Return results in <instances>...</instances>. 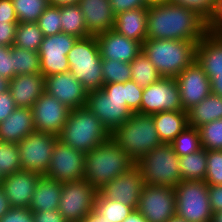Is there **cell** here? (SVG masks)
<instances>
[{
  "label": "cell",
  "mask_w": 222,
  "mask_h": 222,
  "mask_svg": "<svg viewBox=\"0 0 222 222\" xmlns=\"http://www.w3.org/2000/svg\"><path fill=\"white\" fill-rule=\"evenodd\" d=\"M207 33V20L193 9L171 2L147 7V39L198 43Z\"/></svg>",
  "instance_id": "6da1fadb"
},
{
  "label": "cell",
  "mask_w": 222,
  "mask_h": 222,
  "mask_svg": "<svg viewBox=\"0 0 222 222\" xmlns=\"http://www.w3.org/2000/svg\"><path fill=\"white\" fill-rule=\"evenodd\" d=\"M136 164L111 137L85 153L84 179L97 190Z\"/></svg>",
  "instance_id": "7a4b0ae2"
},
{
  "label": "cell",
  "mask_w": 222,
  "mask_h": 222,
  "mask_svg": "<svg viewBox=\"0 0 222 222\" xmlns=\"http://www.w3.org/2000/svg\"><path fill=\"white\" fill-rule=\"evenodd\" d=\"M194 41L171 39H146L142 51L165 78H176L196 59Z\"/></svg>",
  "instance_id": "3957f363"
},
{
  "label": "cell",
  "mask_w": 222,
  "mask_h": 222,
  "mask_svg": "<svg viewBox=\"0 0 222 222\" xmlns=\"http://www.w3.org/2000/svg\"><path fill=\"white\" fill-rule=\"evenodd\" d=\"M110 137L135 163L149 151L163 144L155 127L153 114L132 113Z\"/></svg>",
  "instance_id": "277c9868"
},
{
  "label": "cell",
  "mask_w": 222,
  "mask_h": 222,
  "mask_svg": "<svg viewBox=\"0 0 222 222\" xmlns=\"http://www.w3.org/2000/svg\"><path fill=\"white\" fill-rule=\"evenodd\" d=\"M109 138L110 132L86 106L70 110L58 136L63 144L83 153L90 152Z\"/></svg>",
  "instance_id": "5b68a950"
},
{
  "label": "cell",
  "mask_w": 222,
  "mask_h": 222,
  "mask_svg": "<svg viewBox=\"0 0 222 222\" xmlns=\"http://www.w3.org/2000/svg\"><path fill=\"white\" fill-rule=\"evenodd\" d=\"M67 59L69 72L88 92L102 89V58L95 36L78 38L68 52Z\"/></svg>",
  "instance_id": "8992f818"
},
{
  "label": "cell",
  "mask_w": 222,
  "mask_h": 222,
  "mask_svg": "<svg viewBox=\"0 0 222 222\" xmlns=\"http://www.w3.org/2000/svg\"><path fill=\"white\" fill-rule=\"evenodd\" d=\"M144 185L175 187L182 181L179 156L171 144H161L135 163Z\"/></svg>",
  "instance_id": "52a82bcc"
},
{
  "label": "cell",
  "mask_w": 222,
  "mask_h": 222,
  "mask_svg": "<svg viewBox=\"0 0 222 222\" xmlns=\"http://www.w3.org/2000/svg\"><path fill=\"white\" fill-rule=\"evenodd\" d=\"M174 191L178 217L186 222H210L213 212L205 181H181Z\"/></svg>",
  "instance_id": "ba28073f"
},
{
  "label": "cell",
  "mask_w": 222,
  "mask_h": 222,
  "mask_svg": "<svg viewBox=\"0 0 222 222\" xmlns=\"http://www.w3.org/2000/svg\"><path fill=\"white\" fill-rule=\"evenodd\" d=\"M98 190L84 178L62 183L58 210L67 222H79L94 209Z\"/></svg>",
  "instance_id": "9c48e42d"
},
{
  "label": "cell",
  "mask_w": 222,
  "mask_h": 222,
  "mask_svg": "<svg viewBox=\"0 0 222 222\" xmlns=\"http://www.w3.org/2000/svg\"><path fill=\"white\" fill-rule=\"evenodd\" d=\"M58 136L34 131L18 144L21 168L24 171L46 174Z\"/></svg>",
  "instance_id": "30bf717a"
},
{
  "label": "cell",
  "mask_w": 222,
  "mask_h": 222,
  "mask_svg": "<svg viewBox=\"0 0 222 222\" xmlns=\"http://www.w3.org/2000/svg\"><path fill=\"white\" fill-rule=\"evenodd\" d=\"M136 209L148 222H167L176 215L174 187L144 185Z\"/></svg>",
  "instance_id": "8fae6325"
},
{
  "label": "cell",
  "mask_w": 222,
  "mask_h": 222,
  "mask_svg": "<svg viewBox=\"0 0 222 222\" xmlns=\"http://www.w3.org/2000/svg\"><path fill=\"white\" fill-rule=\"evenodd\" d=\"M77 39L76 36L63 32L43 38L38 54L44 77L69 72L67 54Z\"/></svg>",
  "instance_id": "7c38bea8"
},
{
  "label": "cell",
  "mask_w": 222,
  "mask_h": 222,
  "mask_svg": "<svg viewBox=\"0 0 222 222\" xmlns=\"http://www.w3.org/2000/svg\"><path fill=\"white\" fill-rule=\"evenodd\" d=\"M85 153L57 140L50 164L44 175L60 183H69L84 178Z\"/></svg>",
  "instance_id": "4fadbf2b"
},
{
  "label": "cell",
  "mask_w": 222,
  "mask_h": 222,
  "mask_svg": "<svg viewBox=\"0 0 222 222\" xmlns=\"http://www.w3.org/2000/svg\"><path fill=\"white\" fill-rule=\"evenodd\" d=\"M183 110L179 86L175 78L162 77L143 90L140 113L155 114L163 111Z\"/></svg>",
  "instance_id": "5bb4252c"
},
{
  "label": "cell",
  "mask_w": 222,
  "mask_h": 222,
  "mask_svg": "<svg viewBox=\"0 0 222 222\" xmlns=\"http://www.w3.org/2000/svg\"><path fill=\"white\" fill-rule=\"evenodd\" d=\"M32 115L36 131L59 136L70 109L55 97L44 92L33 104Z\"/></svg>",
  "instance_id": "9a60e30c"
},
{
  "label": "cell",
  "mask_w": 222,
  "mask_h": 222,
  "mask_svg": "<svg viewBox=\"0 0 222 222\" xmlns=\"http://www.w3.org/2000/svg\"><path fill=\"white\" fill-rule=\"evenodd\" d=\"M85 106L98 117L110 134L132 114L126 102L111 99L102 90L88 92Z\"/></svg>",
  "instance_id": "2e32d148"
},
{
  "label": "cell",
  "mask_w": 222,
  "mask_h": 222,
  "mask_svg": "<svg viewBox=\"0 0 222 222\" xmlns=\"http://www.w3.org/2000/svg\"><path fill=\"white\" fill-rule=\"evenodd\" d=\"M143 186L141 171L135 165L128 172L104 184L98 189V194L103 198L116 200L136 209Z\"/></svg>",
  "instance_id": "e0dca14e"
},
{
  "label": "cell",
  "mask_w": 222,
  "mask_h": 222,
  "mask_svg": "<svg viewBox=\"0 0 222 222\" xmlns=\"http://www.w3.org/2000/svg\"><path fill=\"white\" fill-rule=\"evenodd\" d=\"M175 80L179 86L180 102L184 111H188L211 94V81L196 61L185 68Z\"/></svg>",
  "instance_id": "ac0fdd59"
},
{
  "label": "cell",
  "mask_w": 222,
  "mask_h": 222,
  "mask_svg": "<svg viewBox=\"0 0 222 222\" xmlns=\"http://www.w3.org/2000/svg\"><path fill=\"white\" fill-rule=\"evenodd\" d=\"M45 92L70 110L84 107L88 91L70 72L45 77Z\"/></svg>",
  "instance_id": "d6986e66"
},
{
  "label": "cell",
  "mask_w": 222,
  "mask_h": 222,
  "mask_svg": "<svg viewBox=\"0 0 222 222\" xmlns=\"http://www.w3.org/2000/svg\"><path fill=\"white\" fill-rule=\"evenodd\" d=\"M40 173L32 171H18L2 177L3 188L11 208H29Z\"/></svg>",
  "instance_id": "ffe728a7"
},
{
  "label": "cell",
  "mask_w": 222,
  "mask_h": 222,
  "mask_svg": "<svg viewBox=\"0 0 222 222\" xmlns=\"http://www.w3.org/2000/svg\"><path fill=\"white\" fill-rule=\"evenodd\" d=\"M96 37L102 59L130 63L141 51L142 44L115 30H108Z\"/></svg>",
  "instance_id": "44dd1931"
},
{
  "label": "cell",
  "mask_w": 222,
  "mask_h": 222,
  "mask_svg": "<svg viewBox=\"0 0 222 222\" xmlns=\"http://www.w3.org/2000/svg\"><path fill=\"white\" fill-rule=\"evenodd\" d=\"M78 5L90 36H97L114 28L116 15L110 0H80Z\"/></svg>",
  "instance_id": "7402d4cb"
},
{
  "label": "cell",
  "mask_w": 222,
  "mask_h": 222,
  "mask_svg": "<svg viewBox=\"0 0 222 222\" xmlns=\"http://www.w3.org/2000/svg\"><path fill=\"white\" fill-rule=\"evenodd\" d=\"M9 91L16 107L32 108L45 92V77L42 73L16 75L9 81Z\"/></svg>",
  "instance_id": "603a6c76"
},
{
  "label": "cell",
  "mask_w": 222,
  "mask_h": 222,
  "mask_svg": "<svg viewBox=\"0 0 222 222\" xmlns=\"http://www.w3.org/2000/svg\"><path fill=\"white\" fill-rule=\"evenodd\" d=\"M195 61L209 79L222 75V34L208 32L197 43Z\"/></svg>",
  "instance_id": "cb8c5ba5"
},
{
  "label": "cell",
  "mask_w": 222,
  "mask_h": 222,
  "mask_svg": "<svg viewBox=\"0 0 222 222\" xmlns=\"http://www.w3.org/2000/svg\"><path fill=\"white\" fill-rule=\"evenodd\" d=\"M34 131L32 109L17 107L0 123V141L18 144Z\"/></svg>",
  "instance_id": "d4e9b609"
},
{
  "label": "cell",
  "mask_w": 222,
  "mask_h": 222,
  "mask_svg": "<svg viewBox=\"0 0 222 222\" xmlns=\"http://www.w3.org/2000/svg\"><path fill=\"white\" fill-rule=\"evenodd\" d=\"M113 30L143 44L147 39V7L135 8L117 14Z\"/></svg>",
  "instance_id": "484cf974"
},
{
  "label": "cell",
  "mask_w": 222,
  "mask_h": 222,
  "mask_svg": "<svg viewBox=\"0 0 222 222\" xmlns=\"http://www.w3.org/2000/svg\"><path fill=\"white\" fill-rule=\"evenodd\" d=\"M153 121L160 138L165 144H170L175 137L188 125L187 111H163L153 114Z\"/></svg>",
  "instance_id": "4316f807"
},
{
  "label": "cell",
  "mask_w": 222,
  "mask_h": 222,
  "mask_svg": "<svg viewBox=\"0 0 222 222\" xmlns=\"http://www.w3.org/2000/svg\"><path fill=\"white\" fill-rule=\"evenodd\" d=\"M62 192V183L50 178L41 176L32 197L30 210L32 212L50 211L58 209Z\"/></svg>",
  "instance_id": "83f0119b"
},
{
  "label": "cell",
  "mask_w": 222,
  "mask_h": 222,
  "mask_svg": "<svg viewBox=\"0 0 222 222\" xmlns=\"http://www.w3.org/2000/svg\"><path fill=\"white\" fill-rule=\"evenodd\" d=\"M187 113L188 125L195 128L222 119V97L211 93Z\"/></svg>",
  "instance_id": "f1b7e54d"
},
{
  "label": "cell",
  "mask_w": 222,
  "mask_h": 222,
  "mask_svg": "<svg viewBox=\"0 0 222 222\" xmlns=\"http://www.w3.org/2000/svg\"><path fill=\"white\" fill-rule=\"evenodd\" d=\"M132 211L129 205L97 194L95 207L87 217L92 222H123Z\"/></svg>",
  "instance_id": "f546056e"
},
{
  "label": "cell",
  "mask_w": 222,
  "mask_h": 222,
  "mask_svg": "<svg viewBox=\"0 0 222 222\" xmlns=\"http://www.w3.org/2000/svg\"><path fill=\"white\" fill-rule=\"evenodd\" d=\"M182 181H204L207 173V150L179 157Z\"/></svg>",
  "instance_id": "4dcf8cb0"
},
{
  "label": "cell",
  "mask_w": 222,
  "mask_h": 222,
  "mask_svg": "<svg viewBox=\"0 0 222 222\" xmlns=\"http://www.w3.org/2000/svg\"><path fill=\"white\" fill-rule=\"evenodd\" d=\"M60 19L63 33L77 38L90 36L87 32L84 15L78 4L60 6Z\"/></svg>",
  "instance_id": "1f68e13d"
},
{
  "label": "cell",
  "mask_w": 222,
  "mask_h": 222,
  "mask_svg": "<svg viewBox=\"0 0 222 222\" xmlns=\"http://www.w3.org/2000/svg\"><path fill=\"white\" fill-rule=\"evenodd\" d=\"M130 66L131 80L136 82L142 88H146L162 78L156 67L143 51L130 62Z\"/></svg>",
  "instance_id": "d6a6232c"
},
{
  "label": "cell",
  "mask_w": 222,
  "mask_h": 222,
  "mask_svg": "<svg viewBox=\"0 0 222 222\" xmlns=\"http://www.w3.org/2000/svg\"><path fill=\"white\" fill-rule=\"evenodd\" d=\"M44 35L36 22H18L14 45L38 52Z\"/></svg>",
  "instance_id": "836d02e7"
},
{
  "label": "cell",
  "mask_w": 222,
  "mask_h": 222,
  "mask_svg": "<svg viewBox=\"0 0 222 222\" xmlns=\"http://www.w3.org/2000/svg\"><path fill=\"white\" fill-rule=\"evenodd\" d=\"M41 73L38 52L13 45V78L16 75Z\"/></svg>",
  "instance_id": "e575fe53"
},
{
  "label": "cell",
  "mask_w": 222,
  "mask_h": 222,
  "mask_svg": "<svg viewBox=\"0 0 222 222\" xmlns=\"http://www.w3.org/2000/svg\"><path fill=\"white\" fill-rule=\"evenodd\" d=\"M170 144L179 157L202 149L199 130L192 126H187Z\"/></svg>",
  "instance_id": "d590c367"
},
{
  "label": "cell",
  "mask_w": 222,
  "mask_h": 222,
  "mask_svg": "<svg viewBox=\"0 0 222 222\" xmlns=\"http://www.w3.org/2000/svg\"><path fill=\"white\" fill-rule=\"evenodd\" d=\"M19 22H37L49 6L48 0H12Z\"/></svg>",
  "instance_id": "8d00e7d4"
},
{
  "label": "cell",
  "mask_w": 222,
  "mask_h": 222,
  "mask_svg": "<svg viewBox=\"0 0 222 222\" xmlns=\"http://www.w3.org/2000/svg\"><path fill=\"white\" fill-rule=\"evenodd\" d=\"M21 170L17 144L0 141V175L5 177Z\"/></svg>",
  "instance_id": "74e56055"
},
{
  "label": "cell",
  "mask_w": 222,
  "mask_h": 222,
  "mask_svg": "<svg viewBox=\"0 0 222 222\" xmlns=\"http://www.w3.org/2000/svg\"><path fill=\"white\" fill-rule=\"evenodd\" d=\"M102 74L104 84L110 83H125L131 80L130 63L121 62L118 60L102 59Z\"/></svg>",
  "instance_id": "f35d334b"
},
{
  "label": "cell",
  "mask_w": 222,
  "mask_h": 222,
  "mask_svg": "<svg viewBox=\"0 0 222 222\" xmlns=\"http://www.w3.org/2000/svg\"><path fill=\"white\" fill-rule=\"evenodd\" d=\"M198 130L202 148L205 150H222V119L202 125Z\"/></svg>",
  "instance_id": "ab89813d"
},
{
  "label": "cell",
  "mask_w": 222,
  "mask_h": 222,
  "mask_svg": "<svg viewBox=\"0 0 222 222\" xmlns=\"http://www.w3.org/2000/svg\"><path fill=\"white\" fill-rule=\"evenodd\" d=\"M36 23L44 37L61 33L60 7L49 5Z\"/></svg>",
  "instance_id": "60d3db41"
},
{
  "label": "cell",
  "mask_w": 222,
  "mask_h": 222,
  "mask_svg": "<svg viewBox=\"0 0 222 222\" xmlns=\"http://www.w3.org/2000/svg\"><path fill=\"white\" fill-rule=\"evenodd\" d=\"M204 181L208 185H222V150H207V173Z\"/></svg>",
  "instance_id": "b9f144b4"
},
{
  "label": "cell",
  "mask_w": 222,
  "mask_h": 222,
  "mask_svg": "<svg viewBox=\"0 0 222 222\" xmlns=\"http://www.w3.org/2000/svg\"><path fill=\"white\" fill-rule=\"evenodd\" d=\"M144 88L133 80L126 81V105L132 113H140V106Z\"/></svg>",
  "instance_id": "7bdbcfd3"
},
{
  "label": "cell",
  "mask_w": 222,
  "mask_h": 222,
  "mask_svg": "<svg viewBox=\"0 0 222 222\" xmlns=\"http://www.w3.org/2000/svg\"><path fill=\"white\" fill-rule=\"evenodd\" d=\"M170 2L193 9L206 20L211 16L216 4V0H170Z\"/></svg>",
  "instance_id": "ee69618b"
},
{
  "label": "cell",
  "mask_w": 222,
  "mask_h": 222,
  "mask_svg": "<svg viewBox=\"0 0 222 222\" xmlns=\"http://www.w3.org/2000/svg\"><path fill=\"white\" fill-rule=\"evenodd\" d=\"M0 76L9 81L13 79V45H0Z\"/></svg>",
  "instance_id": "f6af8a7d"
},
{
  "label": "cell",
  "mask_w": 222,
  "mask_h": 222,
  "mask_svg": "<svg viewBox=\"0 0 222 222\" xmlns=\"http://www.w3.org/2000/svg\"><path fill=\"white\" fill-rule=\"evenodd\" d=\"M0 222H34L33 212L30 208H11Z\"/></svg>",
  "instance_id": "bcb514c9"
},
{
  "label": "cell",
  "mask_w": 222,
  "mask_h": 222,
  "mask_svg": "<svg viewBox=\"0 0 222 222\" xmlns=\"http://www.w3.org/2000/svg\"><path fill=\"white\" fill-rule=\"evenodd\" d=\"M207 31L222 34V0H216L214 11L207 19Z\"/></svg>",
  "instance_id": "7dc6e473"
},
{
  "label": "cell",
  "mask_w": 222,
  "mask_h": 222,
  "mask_svg": "<svg viewBox=\"0 0 222 222\" xmlns=\"http://www.w3.org/2000/svg\"><path fill=\"white\" fill-rule=\"evenodd\" d=\"M115 15L135 8L148 7L146 0H110Z\"/></svg>",
  "instance_id": "c3c4849f"
},
{
  "label": "cell",
  "mask_w": 222,
  "mask_h": 222,
  "mask_svg": "<svg viewBox=\"0 0 222 222\" xmlns=\"http://www.w3.org/2000/svg\"><path fill=\"white\" fill-rule=\"evenodd\" d=\"M18 23L0 22V45L12 46Z\"/></svg>",
  "instance_id": "681fc988"
},
{
  "label": "cell",
  "mask_w": 222,
  "mask_h": 222,
  "mask_svg": "<svg viewBox=\"0 0 222 222\" xmlns=\"http://www.w3.org/2000/svg\"><path fill=\"white\" fill-rule=\"evenodd\" d=\"M16 108V104L9 90L0 93V123L4 121Z\"/></svg>",
  "instance_id": "f907efd6"
},
{
  "label": "cell",
  "mask_w": 222,
  "mask_h": 222,
  "mask_svg": "<svg viewBox=\"0 0 222 222\" xmlns=\"http://www.w3.org/2000/svg\"><path fill=\"white\" fill-rule=\"evenodd\" d=\"M101 90L111 99L126 102V82L104 84Z\"/></svg>",
  "instance_id": "816d5d0a"
},
{
  "label": "cell",
  "mask_w": 222,
  "mask_h": 222,
  "mask_svg": "<svg viewBox=\"0 0 222 222\" xmlns=\"http://www.w3.org/2000/svg\"><path fill=\"white\" fill-rule=\"evenodd\" d=\"M0 22H19L12 0H0Z\"/></svg>",
  "instance_id": "f5cc1de1"
},
{
  "label": "cell",
  "mask_w": 222,
  "mask_h": 222,
  "mask_svg": "<svg viewBox=\"0 0 222 222\" xmlns=\"http://www.w3.org/2000/svg\"><path fill=\"white\" fill-rule=\"evenodd\" d=\"M208 194L212 212L222 211V185H208Z\"/></svg>",
  "instance_id": "db71d44e"
},
{
  "label": "cell",
  "mask_w": 222,
  "mask_h": 222,
  "mask_svg": "<svg viewBox=\"0 0 222 222\" xmlns=\"http://www.w3.org/2000/svg\"><path fill=\"white\" fill-rule=\"evenodd\" d=\"M34 222H67L58 209L33 212Z\"/></svg>",
  "instance_id": "11a10c76"
},
{
  "label": "cell",
  "mask_w": 222,
  "mask_h": 222,
  "mask_svg": "<svg viewBox=\"0 0 222 222\" xmlns=\"http://www.w3.org/2000/svg\"><path fill=\"white\" fill-rule=\"evenodd\" d=\"M210 81L211 93L222 97V75L213 76Z\"/></svg>",
  "instance_id": "9f6ffc18"
},
{
  "label": "cell",
  "mask_w": 222,
  "mask_h": 222,
  "mask_svg": "<svg viewBox=\"0 0 222 222\" xmlns=\"http://www.w3.org/2000/svg\"><path fill=\"white\" fill-rule=\"evenodd\" d=\"M10 209L11 206L9 200L7 199L3 188L0 186V218H2Z\"/></svg>",
  "instance_id": "6f0895ef"
},
{
  "label": "cell",
  "mask_w": 222,
  "mask_h": 222,
  "mask_svg": "<svg viewBox=\"0 0 222 222\" xmlns=\"http://www.w3.org/2000/svg\"><path fill=\"white\" fill-rule=\"evenodd\" d=\"M123 222H148V221L137 209H133V211L128 215V217Z\"/></svg>",
  "instance_id": "680465c9"
},
{
  "label": "cell",
  "mask_w": 222,
  "mask_h": 222,
  "mask_svg": "<svg viewBox=\"0 0 222 222\" xmlns=\"http://www.w3.org/2000/svg\"><path fill=\"white\" fill-rule=\"evenodd\" d=\"M80 0H48V4L51 6H64V5H75L78 4Z\"/></svg>",
  "instance_id": "91938a15"
},
{
  "label": "cell",
  "mask_w": 222,
  "mask_h": 222,
  "mask_svg": "<svg viewBox=\"0 0 222 222\" xmlns=\"http://www.w3.org/2000/svg\"><path fill=\"white\" fill-rule=\"evenodd\" d=\"M9 90V80L0 76V93Z\"/></svg>",
  "instance_id": "94428289"
},
{
  "label": "cell",
  "mask_w": 222,
  "mask_h": 222,
  "mask_svg": "<svg viewBox=\"0 0 222 222\" xmlns=\"http://www.w3.org/2000/svg\"><path fill=\"white\" fill-rule=\"evenodd\" d=\"M210 222H222V211L213 213Z\"/></svg>",
  "instance_id": "6125c7cd"
},
{
  "label": "cell",
  "mask_w": 222,
  "mask_h": 222,
  "mask_svg": "<svg viewBox=\"0 0 222 222\" xmlns=\"http://www.w3.org/2000/svg\"><path fill=\"white\" fill-rule=\"evenodd\" d=\"M170 0H146V3L149 5L153 4H162V3H169Z\"/></svg>",
  "instance_id": "be15d7a7"
},
{
  "label": "cell",
  "mask_w": 222,
  "mask_h": 222,
  "mask_svg": "<svg viewBox=\"0 0 222 222\" xmlns=\"http://www.w3.org/2000/svg\"><path fill=\"white\" fill-rule=\"evenodd\" d=\"M167 222H186L181 217H178L177 215H174L172 218H170Z\"/></svg>",
  "instance_id": "e7e4bbea"
},
{
  "label": "cell",
  "mask_w": 222,
  "mask_h": 222,
  "mask_svg": "<svg viewBox=\"0 0 222 222\" xmlns=\"http://www.w3.org/2000/svg\"><path fill=\"white\" fill-rule=\"evenodd\" d=\"M79 222H92L88 217H86L85 219L79 221Z\"/></svg>",
  "instance_id": "03108f58"
},
{
  "label": "cell",
  "mask_w": 222,
  "mask_h": 222,
  "mask_svg": "<svg viewBox=\"0 0 222 222\" xmlns=\"http://www.w3.org/2000/svg\"><path fill=\"white\" fill-rule=\"evenodd\" d=\"M1 182H2V176L0 175V186H1Z\"/></svg>",
  "instance_id": "003e7915"
}]
</instances>
